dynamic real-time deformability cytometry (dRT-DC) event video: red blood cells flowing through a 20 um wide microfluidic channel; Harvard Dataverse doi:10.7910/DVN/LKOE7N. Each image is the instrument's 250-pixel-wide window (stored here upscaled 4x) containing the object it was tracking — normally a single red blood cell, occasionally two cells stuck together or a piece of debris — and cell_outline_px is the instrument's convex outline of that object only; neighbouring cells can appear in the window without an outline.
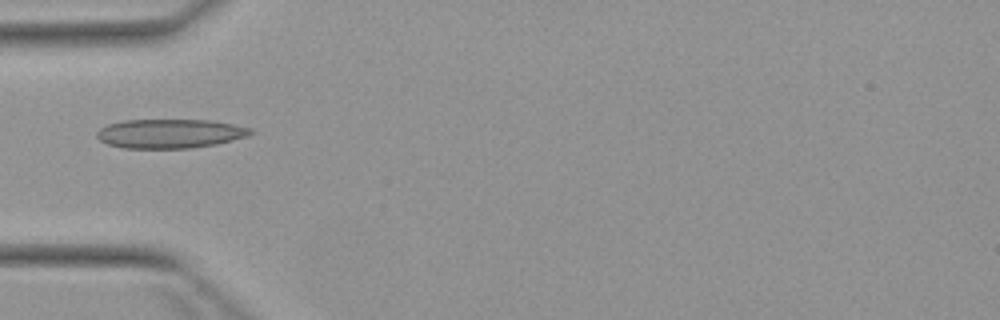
{"species": "Egyptian fruit bat (a non-hibernating species)", "species_latin": "Rousettus aegyptiacus", "temperature_condition": "warm", "stored_images_in_passage": 5, "camera_frame_rate_fps": 3000, "um_per_image_px": 0.085, "animal": {"sex": "female"}, "frame": {"image": 1, "passage_image": 5, "time_ms": 4.667, "image_size_px": [1000, 320], "cell_outline_px": [[252, 132], [248, 136], [216, 144], [192, 148], [120, 148], [108, 144], [100, 140], [96, 136], [96, 132], [100, 128], [108, 124], [124, 120], [212, 120], [252, 128]], "centroid_in_image_um": [14.43, 11.35], "position_along_channel_um": 70.6, "area_um2": 26.13}}